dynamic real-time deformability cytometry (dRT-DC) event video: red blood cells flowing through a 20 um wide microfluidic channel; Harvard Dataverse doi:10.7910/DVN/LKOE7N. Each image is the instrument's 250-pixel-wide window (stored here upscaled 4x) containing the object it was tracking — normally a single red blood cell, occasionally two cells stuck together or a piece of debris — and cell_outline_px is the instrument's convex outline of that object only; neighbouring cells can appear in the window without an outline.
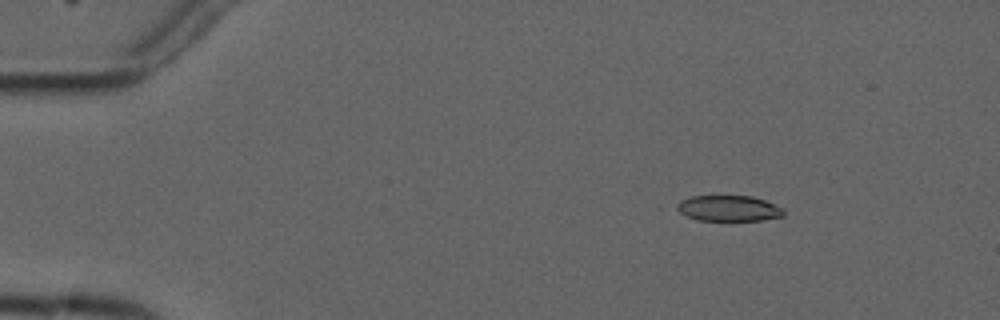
{"species": "common noctule bat (a hibernating species)", "species_latin": "Nyctalus noctula", "temperature_condition": "cold", "stored_images_in_passage": 4, "camera_frame_rate_fps": 3000, "um_per_image_px": 0.085, "animal": {"sex": "male", "forearm_length_mm": 52.5}, "frame": {"image": 1, "passage_image": 3, "time_ms": 2.333, "image_size_px": [1000, 320], "cell_outline_px": [[784, 216], [760, 220], [696, 220], [672, 208], [680, 200], [692, 196], [752, 196], [764, 200], [784, 208]], "centroid_in_image_um": [61.9, 17.7], "position_along_channel_um": 23.1, "area_um2": 16.07}}